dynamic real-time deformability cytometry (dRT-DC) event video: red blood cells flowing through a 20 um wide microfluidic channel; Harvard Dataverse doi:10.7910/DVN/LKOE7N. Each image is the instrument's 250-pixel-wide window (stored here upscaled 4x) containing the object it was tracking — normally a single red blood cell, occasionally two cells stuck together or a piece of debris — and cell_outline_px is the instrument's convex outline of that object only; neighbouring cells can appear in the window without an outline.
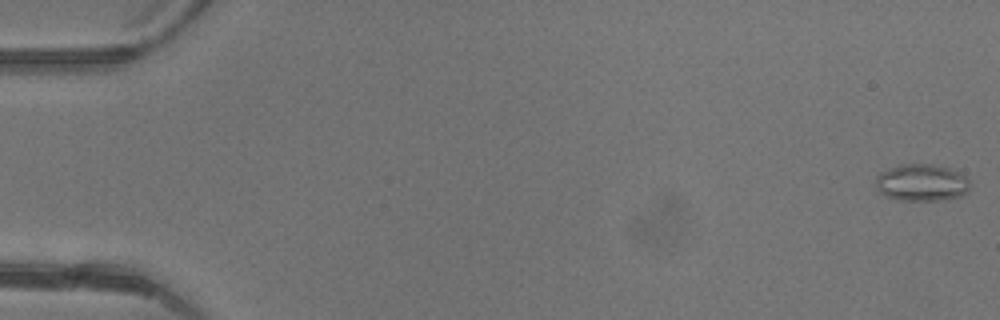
{"species": "common noctule bat (a hibernating species)", "species_latin": "Nyctalus noctula", "temperature_condition": "warm", "stored_images_in_passage": 48, "camera_frame_rate_fps": 3000, "um_per_image_px": 0.085, "animal": {"sex": "female"}, "frame": {"image": 1, "passage_image": 1, "time_ms": 0.0, "image_size_px": [1000, 320], "cell_outline_px": [[972, 184], [968, 192], [960, 196], [944, 200], [900, 200], [884, 196], [876, 188], [876, 176], [880, 172], [900, 164], [932, 164], [948, 168], [964, 176]], "centroid_in_image_um": [78.33, 15.53], "position_along_channel_um": 6.7, "area_um2": 20.4}}
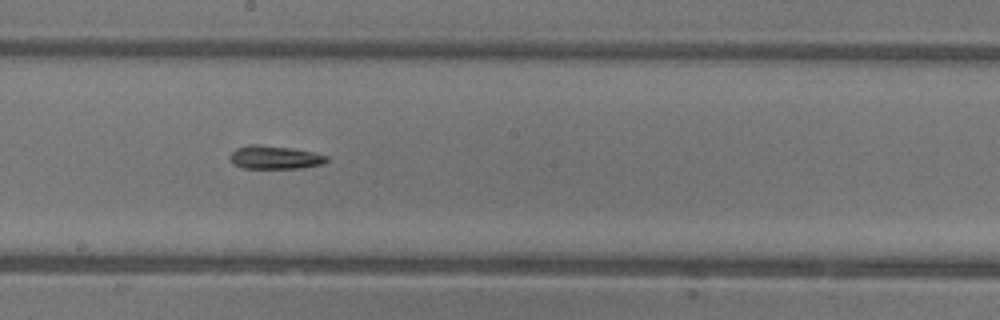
{"frame": {"image": 2, "passage_image": 27, "time_ms": 8.667, "image_size_px": [1000, 320], "cell_outline_px": [[328, 160], [324, 164], [300, 168], [244, 168], [232, 164], [228, 160], [228, 156], [236, 148], [248, 144], [256, 144], [292, 148], [312, 152], [328, 156]], "centroid_in_image_um": [23.31, 13.38], "position_along_channel_um": 224.9, "area_um2": 13.29}}
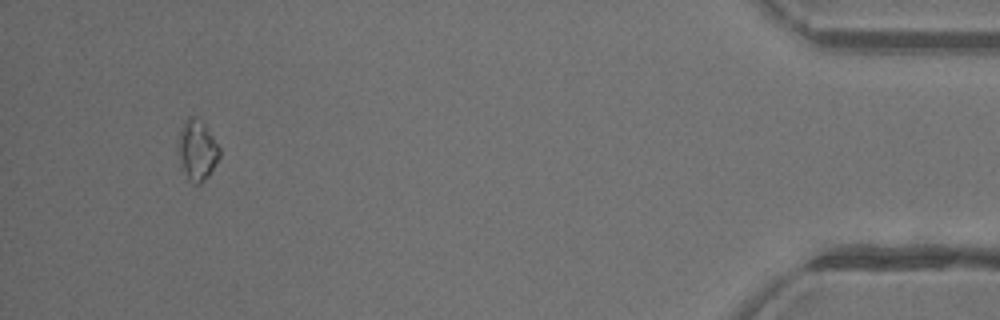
{"frame": {"image": 3, "passage_image": 45, "time_ms": 14.667, "image_size_px": [1000, 320], "cell_outline_px": [[220, 156], [208, 176], [200, 184], [192, 184], [188, 180], [180, 164], [180, 128], [184, 120], [188, 116], [196, 116], [204, 124], [220, 148]], "centroid_in_image_um": [16.77, 12.77], "position_along_channel_um": 418.4, "area_um2": 14.28}}